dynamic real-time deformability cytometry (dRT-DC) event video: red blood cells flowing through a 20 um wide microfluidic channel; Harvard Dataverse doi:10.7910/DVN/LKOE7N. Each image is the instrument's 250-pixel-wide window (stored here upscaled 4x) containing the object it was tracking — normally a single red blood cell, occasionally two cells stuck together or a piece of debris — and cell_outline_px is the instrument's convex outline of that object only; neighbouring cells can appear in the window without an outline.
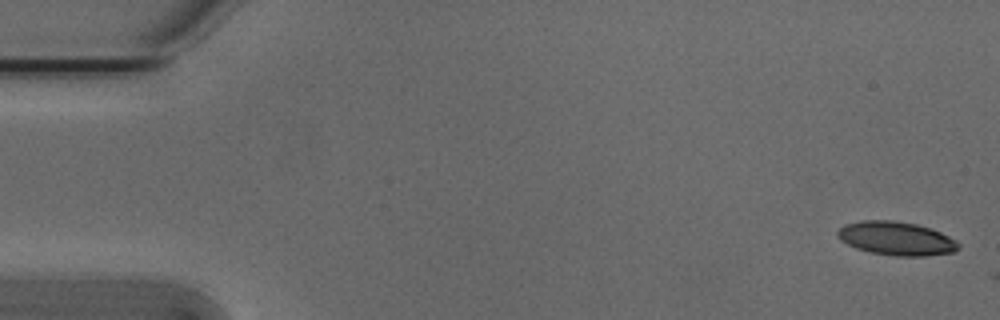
{"species": "Egyptian fruit bat (a non-hibernating species)", "species_latin": "Rousettus aegyptiacus", "temperature_condition": "cold", "stored_images_in_passage": 2, "camera_frame_rate_fps": 3000, "um_per_image_px": 0.085, "animal": {"sex": "male"}, "frame": {"image": 1, "passage_image": 1, "time_ms": 0.0, "image_size_px": [1000, 320], "cell_outline_px": [[960, 248], [952, 252], [924, 256], [896, 256], [872, 252], [856, 248], [840, 240], [836, 236], [836, 232], [844, 224], [860, 220], [892, 220], [916, 224], [940, 232], [956, 240], [960, 244]], "centroid_in_image_um": [76.16, 20.26], "position_along_channel_um": 8.8, "area_um2": 23.64}}